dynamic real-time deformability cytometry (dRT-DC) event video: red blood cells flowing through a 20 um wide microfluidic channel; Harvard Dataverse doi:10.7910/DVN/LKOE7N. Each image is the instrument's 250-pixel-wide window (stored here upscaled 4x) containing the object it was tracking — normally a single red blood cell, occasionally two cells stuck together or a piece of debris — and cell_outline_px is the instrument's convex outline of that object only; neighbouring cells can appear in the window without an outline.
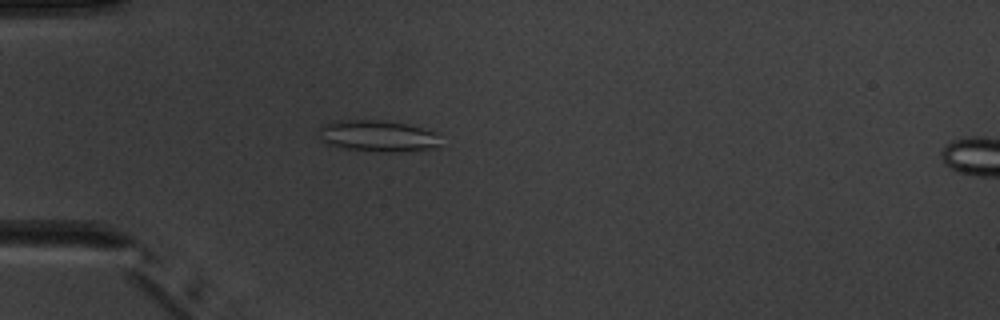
{"species": "common noctule bat (a hibernating species)", "species_latin": "Nyctalus noctula", "temperature_condition": "warm", "stored_images_in_passage": 5, "camera_frame_rate_fps": 3000, "um_per_image_px": 0.085, "animal": {"sex": "male", "body_mass_g": 20.1, "forearm_length_mm": 53.5}, "frame": {"image": 1, "passage_image": 4, "time_ms": 3.333, "image_size_px": [1000, 320], "cell_outline_px": [[440, 148], [400, 152], [376, 152], [336, 148], [324, 144], [320, 128], [324, 124], [332, 120], [380, 120], [408, 124], [436, 132], [440, 144]], "centroid_in_image_um": [32.12, 11.58], "position_along_channel_um": 52.9, "area_um2": 22.77}}